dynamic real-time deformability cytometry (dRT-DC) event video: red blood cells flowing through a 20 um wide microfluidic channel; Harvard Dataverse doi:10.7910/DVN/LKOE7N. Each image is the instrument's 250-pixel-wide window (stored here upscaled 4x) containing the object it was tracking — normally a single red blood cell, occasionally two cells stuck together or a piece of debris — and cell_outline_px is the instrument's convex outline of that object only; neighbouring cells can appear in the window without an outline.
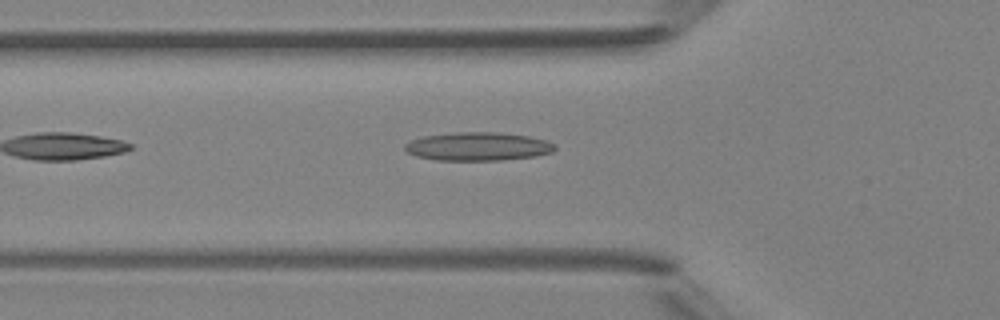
{"species": "Egyptian fruit bat (a non-hibernating species)", "species_latin": "Rousettus aegyptiacus", "temperature_condition": "room temperature", "stored_images_in_passage": 2, "camera_frame_rate_fps": 3000, "um_per_image_px": 0.085, "animal": {"sex": "female"}, "frame": {"image": 1, "passage_image": 2, "time_ms": 1.0, "image_size_px": [1000, 320], "cell_outline_px": [[556, 148], [552, 152], [536, 156], [500, 160], [436, 160], [416, 156], [408, 152], [404, 148], [404, 144], [412, 140], [424, 136], [456, 132], [496, 132], [528, 136], [544, 140], [556, 144]], "centroid_in_image_um": [40.63, 12.45], "position_along_channel_um": 85.2, "area_um2": 24.74}}